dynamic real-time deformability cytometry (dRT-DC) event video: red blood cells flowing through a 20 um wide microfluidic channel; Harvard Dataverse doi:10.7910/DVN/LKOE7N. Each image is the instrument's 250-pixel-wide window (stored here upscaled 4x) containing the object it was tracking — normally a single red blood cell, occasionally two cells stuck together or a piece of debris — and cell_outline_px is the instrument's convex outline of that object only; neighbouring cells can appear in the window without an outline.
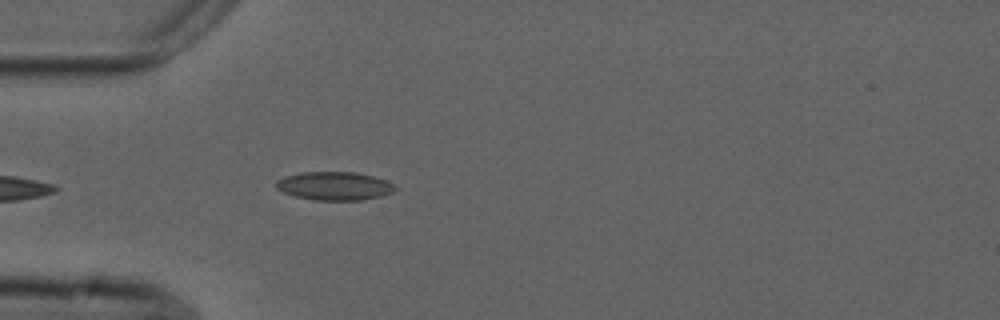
{"species": "common noctule bat (a hibernating species)", "species_latin": "Nyctalus noctula", "temperature_condition": "cold", "stored_images_in_passage": 24, "camera_frame_rate_fps": 3000, "um_per_image_px": 0.085, "animal": {"sex": "male", "forearm_length_mm": 52.5}, "frame": {"image": 1, "passage_image": 1, "time_ms": 0.0, "image_size_px": [1000, 320], "cell_outline_px": [[400, 188], [392, 192], [380, 196], [360, 200], [316, 200], [296, 196], [284, 192], [276, 188], [276, 180], [284, 176], [300, 172], [356, 172], [372, 176], [396, 184]], "centroid_in_image_um": [28.45, 15.8], "position_along_channel_um": 56.6, "area_um2": 19.71}}